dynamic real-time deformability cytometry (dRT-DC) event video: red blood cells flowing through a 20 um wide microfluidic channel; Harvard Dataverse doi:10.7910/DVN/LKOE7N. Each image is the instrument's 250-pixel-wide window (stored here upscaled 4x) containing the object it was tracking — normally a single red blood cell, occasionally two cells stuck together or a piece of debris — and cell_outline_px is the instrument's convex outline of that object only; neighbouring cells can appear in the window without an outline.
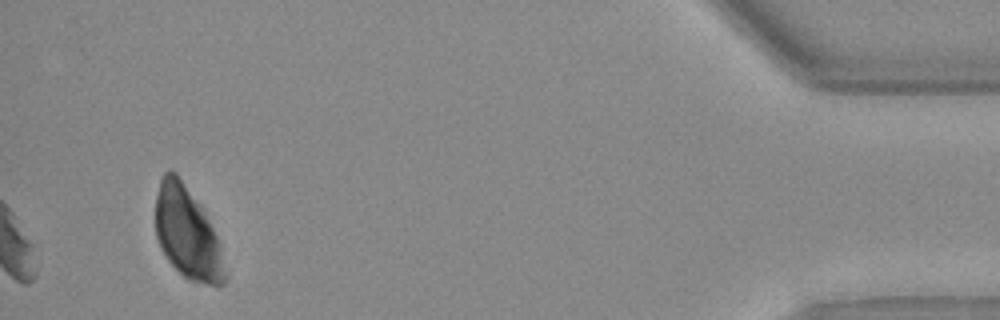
{"species": "Egyptian fruit bat (a non-hibernating species)", "species_latin": "Rousettus aegyptiacus", "temperature_condition": "warm", "stored_images_in_passage": 36, "camera_frame_rate_fps": 3000, "um_per_image_px": 0.085, "animal": {"sex": "female"}, "frame": {"image": 1, "passage_image": 36, "time_ms": 11.667, "image_size_px": [1000, 320], "cell_outline_px": [[228, 280], [224, 284], [216, 288], [188, 280], [168, 260], [160, 248], [156, 236], [156, 196], [160, 180], [164, 172], [176, 172], [204, 208], [220, 244], [228, 276]], "centroid_in_image_um": [15.97, 19.87], "position_along_channel_um": 419.2, "area_um2": 37.8}}